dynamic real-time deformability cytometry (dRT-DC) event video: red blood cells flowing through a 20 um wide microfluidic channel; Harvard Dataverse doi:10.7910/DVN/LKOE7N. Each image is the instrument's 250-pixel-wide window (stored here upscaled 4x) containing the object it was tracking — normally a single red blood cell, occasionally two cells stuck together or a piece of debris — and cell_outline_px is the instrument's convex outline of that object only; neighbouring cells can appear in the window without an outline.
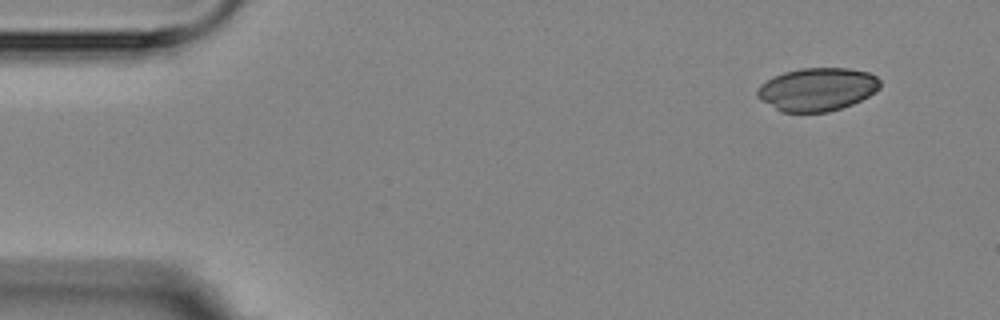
{"species": "Egyptian fruit bat (a non-hibernating species)", "species_latin": "Rousettus aegyptiacus", "temperature_condition": "room temperature", "stored_images_in_passage": 4, "camera_frame_rate_fps": 3000, "um_per_image_px": 0.085, "animal": {"sex": "female"}, "frame": {"image": 1, "passage_image": 1, "time_ms": 0.0, "image_size_px": [1000, 320], "cell_outline_px": [[880, 88], [876, 92], [852, 104], [828, 112], [780, 112], [760, 100], [756, 96], [756, 88], [760, 84], [784, 72], [800, 68], [848, 68], [868, 72], [876, 76], [880, 80]], "centroid_in_image_um": [69.45, 7.6], "position_along_channel_um": 15.6, "area_um2": 30.98}}